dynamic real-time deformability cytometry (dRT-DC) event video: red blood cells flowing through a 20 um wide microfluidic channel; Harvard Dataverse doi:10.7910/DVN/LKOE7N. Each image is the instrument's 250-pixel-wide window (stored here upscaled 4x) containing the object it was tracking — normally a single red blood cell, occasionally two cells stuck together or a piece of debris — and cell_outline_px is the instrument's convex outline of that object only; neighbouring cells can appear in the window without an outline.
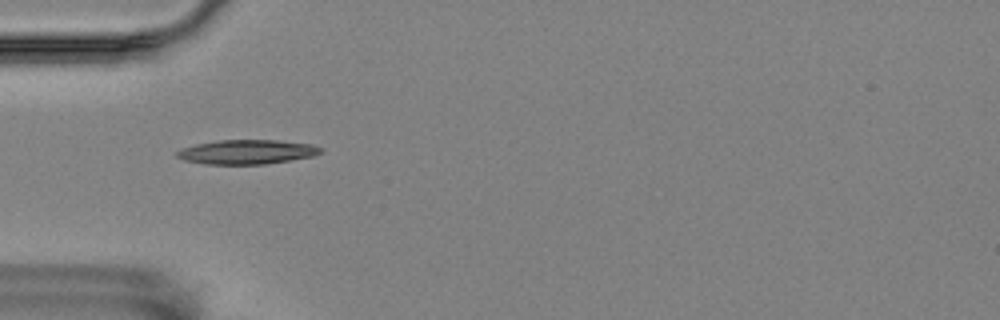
{"species": "Egyptian fruit bat (a non-hibernating species)", "species_latin": "Rousettus aegyptiacus", "temperature_condition": "room temperature", "stored_images_in_passage": 6, "camera_frame_rate_fps": 3000, "um_per_image_px": 0.085, "animal": {"sex": "female"}, "frame": {"image": 1, "passage_image": 5, "time_ms": 1.333, "image_size_px": [1000, 320], "cell_outline_px": [[324, 152], [312, 156], [292, 160], [264, 164], [204, 164], [184, 160], [176, 156], [176, 152], [180, 148], [196, 144], [220, 140], [276, 140], [312, 144], [320, 148]], "centroid_in_image_um": [20.97, 12.91], "position_along_channel_um": 64.0, "area_um2": 20.4}}